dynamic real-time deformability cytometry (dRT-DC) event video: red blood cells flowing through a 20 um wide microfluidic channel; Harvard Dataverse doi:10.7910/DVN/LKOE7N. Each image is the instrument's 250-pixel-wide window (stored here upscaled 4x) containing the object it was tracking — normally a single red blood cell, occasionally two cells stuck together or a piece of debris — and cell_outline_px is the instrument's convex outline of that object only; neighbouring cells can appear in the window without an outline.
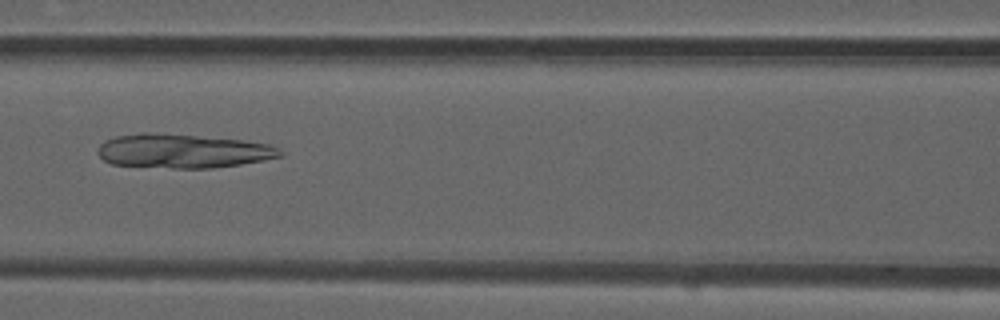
{"species": "common noctule bat (a hibernating species)", "species_latin": "Nyctalus noctula", "temperature_condition": "room temperature", "stored_images_in_passage": 29, "camera_frame_rate_fps": 3000, "um_per_image_px": 0.085, "animal": {"sex": "male", "forearm_length_mm": 52.5}, "frame": {"image": 1, "passage_image": 23, "time_ms": 7.333, "image_size_px": [1000, 320], "cell_outline_px": [[284, 156], [264, 160], [240, 164], [212, 168], [172, 168], [112, 164], [104, 160], [96, 152], [100, 144], [104, 140], [116, 136], [140, 132], [144, 132], [196, 136], [244, 140], [268, 144], [280, 148], [284, 152]], "centroid_in_image_um": [15.55, 12.84], "position_along_channel_um": 151.1, "area_um2": 36.18}}
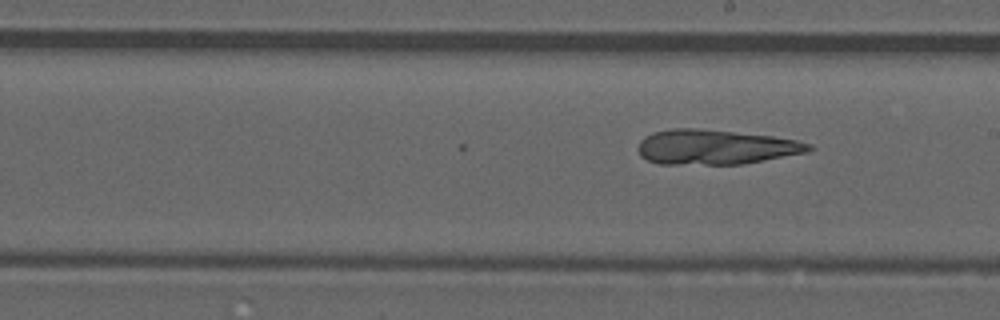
{"frame": {"image": 2, "passage_image": 29, "time_ms": 9.333, "image_size_px": [1000, 320], "cell_outline_px": [[812, 148], [808, 152], [744, 164], [660, 164], [648, 160], [640, 156], [636, 148], [640, 140], [644, 136], [652, 132], [672, 128], [696, 128], [772, 136], [796, 140], [812, 144]], "centroid_in_image_um": [60.77, 12.5], "position_along_channel_um": 228.2, "area_um2": 34.8}}